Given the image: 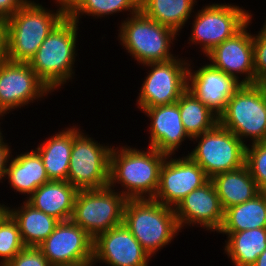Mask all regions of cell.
<instances>
[{"instance_id":"6","label":"cell","mask_w":266,"mask_h":266,"mask_svg":"<svg viewBox=\"0 0 266 266\" xmlns=\"http://www.w3.org/2000/svg\"><path fill=\"white\" fill-rule=\"evenodd\" d=\"M121 25L119 37L122 45L139 63L145 65L175 58L169 48L177 33L171 28L153 21L141 11Z\"/></svg>"},{"instance_id":"29","label":"cell","mask_w":266,"mask_h":266,"mask_svg":"<svg viewBox=\"0 0 266 266\" xmlns=\"http://www.w3.org/2000/svg\"><path fill=\"white\" fill-rule=\"evenodd\" d=\"M66 4L67 15L77 23L80 13L103 17L122 10H131V15L140 11V0H66Z\"/></svg>"},{"instance_id":"23","label":"cell","mask_w":266,"mask_h":266,"mask_svg":"<svg viewBox=\"0 0 266 266\" xmlns=\"http://www.w3.org/2000/svg\"><path fill=\"white\" fill-rule=\"evenodd\" d=\"M11 187L22 194L31 195L44 183L49 182L40 155L34 150L11 160L5 171Z\"/></svg>"},{"instance_id":"3","label":"cell","mask_w":266,"mask_h":266,"mask_svg":"<svg viewBox=\"0 0 266 266\" xmlns=\"http://www.w3.org/2000/svg\"><path fill=\"white\" fill-rule=\"evenodd\" d=\"M123 224L150 256L167 245L180 230L174 208L152 198L127 199Z\"/></svg>"},{"instance_id":"12","label":"cell","mask_w":266,"mask_h":266,"mask_svg":"<svg viewBox=\"0 0 266 266\" xmlns=\"http://www.w3.org/2000/svg\"><path fill=\"white\" fill-rule=\"evenodd\" d=\"M94 239L71 219L60 221L55 230L37 247L51 266L93 260Z\"/></svg>"},{"instance_id":"32","label":"cell","mask_w":266,"mask_h":266,"mask_svg":"<svg viewBox=\"0 0 266 266\" xmlns=\"http://www.w3.org/2000/svg\"><path fill=\"white\" fill-rule=\"evenodd\" d=\"M255 84L266 83V22L258 35H253Z\"/></svg>"},{"instance_id":"25","label":"cell","mask_w":266,"mask_h":266,"mask_svg":"<svg viewBox=\"0 0 266 266\" xmlns=\"http://www.w3.org/2000/svg\"><path fill=\"white\" fill-rule=\"evenodd\" d=\"M9 214L16 221L22 241L25 246L37 247L56 228L59 220L34 208L28 202L17 210H9Z\"/></svg>"},{"instance_id":"15","label":"cell","mask_w":266,"mask_h":266,"mask_svg":"<svg viewBox=\"0 0 266 266\" xmlns=\"http://www.w3.org/2000/svg\"><path fill=\"white\" fill-rule=\"evenodd\" d=\"M150 255L122 223L99 234L93 243V260L111 266H147Z\"/></svg>"},{"instance_id":"24","label":"cell","mask_w":266,"mask_h":266,"mask_svg":"<svg viewBox=\"0 0 266 266\" xmlns=\"http://www.w3.org/2000/svg\"><path fill=\"white\" fill-rule=\"evenodd\" d=\"M255 228H266V192L253 199L224 210L220 233L241 232Z\"/></svg>"},{"instance_id":"10","label":"cell","mask_w":266,"mask_h":266,"mask_svg":"<svg viewBox=\"0 0 266 266\" xmlns=\"http://www.w3.org/2000/svg\"><path fill=\"white\" fill-rule=\"evenodd\" d=\"M251 15L239 6L212 4L196 14L191 40L203 44L204 54L233 37L248 22Z\"/></svg>"},{"instance_id":"16","label":"cell","mask_w":266,"mask_h":266,"mask_svg":"<svg viewBox=\"0 0 266 266\" xmlns=\"http://www.w3.org/2000/svg\"><path fill=\"white\" fill-rule=\"evenodd\" d=\"M248 24L206 54L212 62L210 65L227 75L237 80L236 73L247 75L241 84H255L253 36L246 30Z\"/></svg>"},{"instance_id":"33","label":"cell","mask_w":266,"mask_h":266,"mask_svg":"<svg viewBox=\"0 0 266 266\" xmlns=\"http://www.w3.org/2000/svg\"><path fill=\"white\" fill-rule=\"evenodd\" d=\"M5 266H51L38 247L25 246Z\"/></svg>"},{"instance_id":"40","label":"cell","mask_w":266,"mask_h":266,"mask_svg":"<svg viewBox=\"0 0 266 266\" xmlns=\"http://www.w3.org/2000/svg\"><path fill=\"white\" fill-rule=\"evenodd\" d=\"M0 115L3 116V114H2L1 112H0ZM0 137H2V133H1V131H0Z\"/></svg>"},{"instance_id":"38","label":"cell","mask_w":266,"mask_h":266,"mask_svg":"<svg viewBox=\"0 0 266 266\" xmlns=\"http://www.w3.org/2000/svg\"><path fill=\"white\" fill-rule=\"evenodd\" d=\"M9 214V207L0 204V223Z\"/></svg>"},{"instance_id":"21","label":"cell","mask_w":266,"mask_h":266,"mask_svg":"<svg viewBox=\"0 0 266 266\" xmlns=\"http://www.w3.org/2000/svg\"><path fill=\"white\" fill-rule=\"evenodd\" d=\"M210 180L223 210L251 200L260 193L246 164L238 169L219 173Z\"/></svg>"},{"instance_id":"13","label":"cell","mask_w":266,"mask_h":266,"mask_svg":"<svg viewBox=\"0 0 266 266\" xmlns=\"http://www.w3.org/2000/svg\"><path fill=\"white\" fill-rule=\"evenodd\" d=\"M210 178L188 155L179 159L164 161L155 196L157 202L175 208L194 189L206 184Z\"/></svg>"},{"instance_id":"30","label":"cell","mask_w":266,"mask_h":266,"mask_svg":"<svg viewBox=\"0 0 266 266\" xmlns=\"http://www.w3.org/2000/svg\"><path fill=\"white\" fill-rule=\"evenodd\" d=\"M25 247L16 221L8 214L0 223V266H5Z\"/></svg>"},{"instance_id":"18","label":"cell","mask_w":266,"mask_h":266,"mask_svg":"<svg viewBox=\"0 0 266 266\" xmlns=\"http://www.w3.org/2000/svg\"><path fill=\"white\" fill-rule=\"evenodd\" d=\"M190 70L188 68L187 89L219 117L225 110L229 98L242 84L210 64L202 66L194 74Z\"/></svg>"},{"instance_id":"17","label":"cell","mask_w":266,"mask_h":266,"mask_svg":"<svg viewBox=\"0 0 266 266\" xmlns=\"http://www.w3.org/2000/svg\"><path fill=\"white\" fill-rule=\"evenodd\" d=\"M174 212L180 229L184 223H197L218 232L224 219V210L211 180L185 196Z\"/></svg>"},{"instance_id":"19","label":"cell","mask_w":266,"mask_h":266,"mask_svg":"<svg viewBox=\"0 0 266 266\" xmlns=\"http://www.w3.org/2000/svg\"><path fill=\"white\" fill-rule=\"evenodd\" d=\"M152 119L150 147L161 153L172 155L185 137L191 138L184 129L177 102L143 109Z\"/></svg>"},{"instance_id":"1","label":"cell","mask_w":266,"mask_h":266,"mask_svg":"<svg viewBox=\"0 0 266 266\" xmlns=\"http://www.w3.org/2000/svg\"><path fill=\"white\" fill-rule=\"evenodd\" d=\"M57 2L61 7L54 14L42 5L27 1L5 21L7 60L30 62L42 42L67 15L66 0Z\"/></svg>"},{"instance_id":"22","label":"cell","mask_w":266,"mask_h":266,"mask_svg":"<svg viewBox=\"0 0 266 266\" xmlns=\"http://www.w3.org/2000/svg\"><path fill=\"white\" fill-rule=\"evenodd\" d=\"M40 144L36 152L40 155L49 181H67L73 138L79 132L67 128Z\"/></svg>"},{"instance_id":"35","label":"cell","mask_w":266,"mask_h":266,"mask_svg":"<svg viewBox=\"0 0 266 266\" xmlns=\"http://www.w3.org/2000/svg\"><path fill=\"white\" fill-rule=\"evenodd\" d=\"M10 150L8 145L3 142V138L0 137V180L5 177V171L7 169L8 159L10 158Z\"/></svg>"},{"instance_id":"31","label":"cell","mask_w":266,"mask_h":266,"mask_svg":"<svg viewBox=\"0 0 266 266\" xmlns=\"http://www.w3.org/2000/svg\"><path fill=\"white\" fill-rule=\"evenodd\" d=\"M245 164L256 181L260 192H266V142L246 146Z\"/></svg>"},{"instance_id":"11","label":"cell","mask_w":266,"mask_h":266,"mask_svg":"<svg viewBox=\"0 0 266 266\" xmlns=\"http://www.w3.org/2000/svg\"><path fill=\"white\" fill-rule=\"evenodd\" d=\"M152 67L139 94L138 104L146 109L178 101L188 86V63L175 58L145 64ZM187 65V67H186Z\"/></svg>"},{"instance_id":"37","label":"cell","mask_w":266,"mask_h":266,"mask_svg":"<svg viewBox=\"0 0 266 266\" xmlns=\"http://www.w3.org/2000/svg\"><path fill=\"white\" fill-rule=\"evenodd\" d=\"M251 266H266V249L258 256Z\"/></svg>"},{"instance_id":"7","label":"cell","mask_w":266,"mask_h":266,"mask_svg":"<svg viewBox=\"0 0 266 266\" xmlns=\"http://www.w3.org/2000/svg\"><path fill=\"white\" fill-rule=\"evenodd\" d=\"M104 188L79 190L75 199L71 220L84 229L93 239L123 223V211L127 198Z\"/></svg>"},{"instance_id":"27","label":"cell","mask_w":266,"mask_h":266,"mask_svg":"<svg viewBox=\"0 0 266 266\" xmlns=\"http://www.w3.org/2000/svg\"><path fill=\"white\" fill-rule=\"evenodd\" d=\"M195 0H140V11L176 33L188 20Z\"/></svg>"},{"instance_id":"8","label":"cell","mask_w":266,"mask_h":266,"mask_svg":"<svg viewBox=\"0 0 266 266\" xmlns=\"http://www.w3.org/2000/svg\"><path fill=\"white\" fill-rule=\"evenodd\" d=\"M193 138L202 139L189 156L210 179L219 173L235 170L245 165L246 144L219 123L211 130Z\"/></svg>"},{"instance_id":"2","label":"cell","mask_w":266,"mask_h":266,"mask_svg":"<svg viewBox=\"0 0 266 266\" xmlns=\"http://www.w3.org/2000/svg\"><path fill=\"white\" fill-rule=\"evenodd\" d=\"M169 157V155L151 147H149L148 152L129 147H122L116 152L112 148L109 186L112 187L114 183L120 181L119 184L128 189L121 193L127 199L153 198L159 185L161 167L165 159Z\"/></svg>"},{"instance_id":"36","label":"cell","mask_w":266,"mask_h":266,"mask_svg":"<svg viewBox=\"0 0 266 266\" xmlns=\"http://www.w3.org/2000/svg\"><path fill=\"white\" fill-rule=\"evenodd\" d=\"M7 60L5 20L0 19V64Z\"/></svg>"},{"instance_id":"39","label":"cell","mask_w":266,"mask_h":266,"mask_svg":"<svg viewBox=\"0 0 266 266\" xmlns=\"http://www.w3.org/2000/svg\"><path fill=\"white\" fill-rule=\"evenodd\" d=\"M94 260H88L85 262H80L76 264H70V265H62V266H92L94 263Z\"/></svg>"},{"instance_id":"28","label":"cell","mask_w":266,"mask_h":266,"mask_svg":"<svg viewBox=\"0 0 266 266\" xmlns=\"http://www.w3.org/2000/svg\"><path fill=\"white\" fill-rule=\"evenodd\" d=\"M177 104L184 129L192 139L218 124V116L188 89L180 96Z\"/></svg>"},{"instance_id":"9","label":"cell","mask_w":266,"mask_h":266,"mask_svg":"<svg viewBox=\"0 0 266 266\" xmlns=\"http://www.w3.org/2000/svg\"><path fill=\"white\" fill-rule=\"evenodd\" d=\"M111 149L79 131L73 138L67 182L78 190L108 186Z\"/></svg>"},{"instance_id":"34","label":"cell","mask_w":266,"mask_h":266,"mask_svg":"<svg viewBox=\"0 0 266 266\" xmlns=\"http://www.w3.org/2000/svg\"><path fill=\"white\" fill-rule=\"evenodd\" d=\"M28 0H0V19L7 20Z\"/></svg>"},{"instance_id":"20","label":"cell","mask_w":266,"mask_h":266,"mask_svg":"<svg viewBox=\"0 0 266 266\" xmlns=\"http://www.w3.org/2000/svg\"><path fill=\"white\" fill-rule=\"evenodd\" d=\"M78 191L67 181H49L35 190L27 202L59 221H66L72 217Z\"/></svg>"},{"instance_id":"26","label":"cell","mask_w":266,"mask_h":266,"mask_svg":"<svg viewBox=\"0 0 266 266\" xmlns=\"http://www.w3.org/2000/svg\"><path fill=\"white\" fill-rule=\"evenodd\" d=\"M228 234L225 251L235 266H251L266 249V228Z\"/></svg>"},{"instance_id":"5","label":"cell","mask_w":266,"mask_h":266,"mask_svg":"<svg viewBox=\"0 0 266 266\" xmlns=\"http://www.w3.org/2000/svg\"><path fill=\"white\" fill-rule=\"evenodd\" d=\"M218 123L233 132L243 143L266 142V83L242 84L229 98Z\"/></svg>"},{"instance_id":"4","label":"cell","mask_w":266,"mask_h":266,"mask_svg":"<svg viewBox=\"0 0 266 266\" xmlns=\"http://www.w3.org/2000/svg\"><path fill=\"white\" fill-rule=\"evenodd\" d=\"M77 26V22L66 15L42 42L29 62L50 90L61 86L72 76Z\"/></svg>"},{"instance_id":"14","label":"cell","mask_w":266,"mask_h":266,"mask_svg":"<svg viewBox=\"0 0 266 266\" xmlns=\"http://www.w3.org/2000/svg\"><path fill=\"white\" fill-rule=\"evenodd\" d=\"M51 92L29 63L6 60L0 64V112L28 104Z\"/></svg>"}]
</instances>
